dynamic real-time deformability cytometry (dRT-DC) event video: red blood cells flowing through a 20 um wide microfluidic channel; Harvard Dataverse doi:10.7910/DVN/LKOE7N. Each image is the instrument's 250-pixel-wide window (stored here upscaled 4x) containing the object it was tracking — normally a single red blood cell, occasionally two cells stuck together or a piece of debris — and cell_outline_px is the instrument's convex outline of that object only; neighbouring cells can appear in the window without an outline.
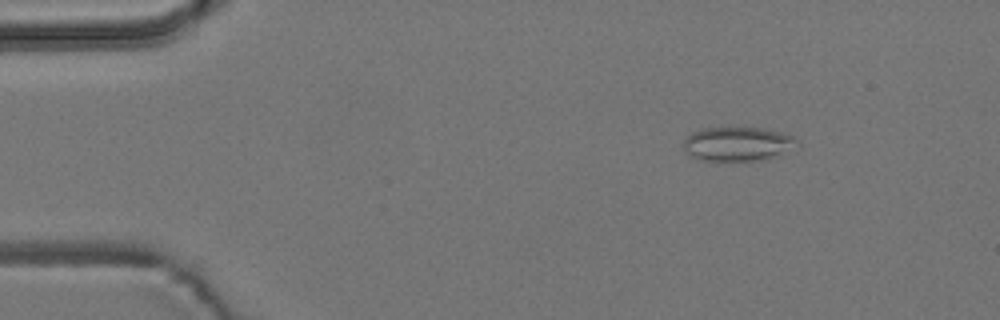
{"species": "common noctule bat (a hibernating species)", "species_latin": "Nyctalus noctula", "temperature_condition": "room temperature", "stored_images_in_passage": 4, "camera_frame_rate_fps": 3000, "um_per_image_px": 0.085, "animal": {"sex": "male", "body_mass_g": 19.2, "forearm_length_mm": 51.8}, "frame": {"image": 1, "passage_image": 1, "time_ms": 0.0, "image_size_px": [1000, 320], "cell_outline_px": [[800, 144], [764, 160], [704, 160], [692, 156], [684, 148], [684, 140], [692, 132], [704, 128], [764, 128], [796, 136]], "centroid_in_image_um": [62.73, 12.22], "position_along_channel_um": 22.3, "area_um2": 22.2}}